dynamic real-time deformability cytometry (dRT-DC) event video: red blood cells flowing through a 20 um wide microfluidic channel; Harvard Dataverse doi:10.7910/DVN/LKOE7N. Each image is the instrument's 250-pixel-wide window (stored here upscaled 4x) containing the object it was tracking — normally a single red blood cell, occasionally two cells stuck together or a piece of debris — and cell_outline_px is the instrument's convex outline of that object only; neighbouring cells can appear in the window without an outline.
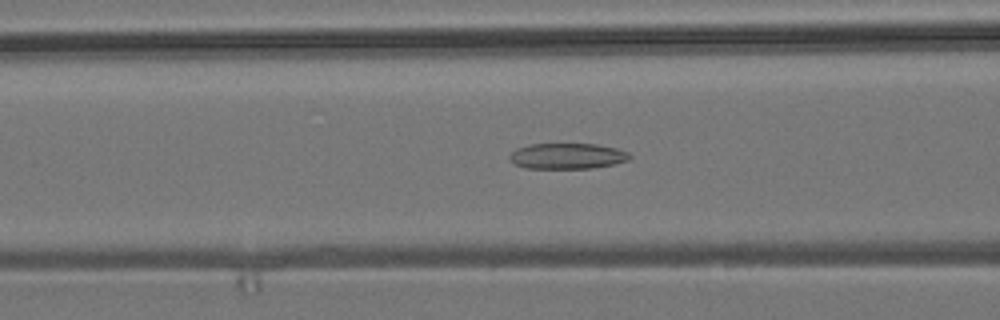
{"species": "common noctule bat (a hibernating species)", "species_latin": "Nyctalus noctula", "temperature_condition": "room temperature", "stored_images_in_passage": 51, "camera_frame_rate_fps": 3000, "um_per_image_px": 0.085, "animal": {"sex": "male", "body_mass_g": 19.2, "forearm_length_mm": 51.8}, "frame": {"image": 1, "passage_image": 19, "time_ms": 6.0, "image_size_px": [1000, 320], "cell_outline_px": [[632, 156], [628, 160], [612, 164], [592, 168], [524, 168], [512, 164], [508, 160], [508, 156], [516, 148], [528, 144], [596, 144], [616, 148], [628, 152]], "centroid_in_image_um": [48.15, 13.26], "position_along_channel_um": 118.4, "area_um2": 18.15}}
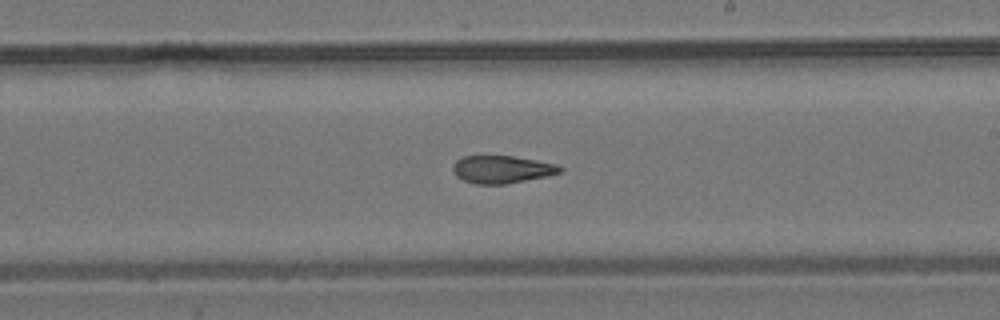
{"frame": {"image": 2, "passage_image": 29, "time_ms": 9.333, "image_size_px": [1000, 320], "cell_outline_px": [[564, 168], [560, 172], [548, 176], [504, 184], [476, 184], [464, 180], [456, 176], [452, 172], [452, 164], [456, 160], [464, 156], [512, 156], [536, 160], [556, 164]], "centroid_in_image_um": [42.63, 14.39], "position_along_channel_um": 246.4, "area_um2": 17.22}}
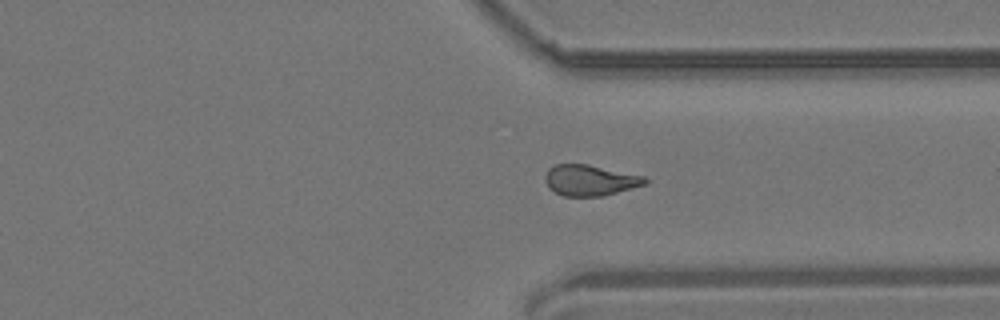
{"frame": {"image": 3, "passage_image": 38, "time_ms": 12.333, "image_size_px": [1000, 320], "cell_outline_px": [[648, 180], [644, 184], [632, 188], [604, 196], [564, 196], [548, 188], [544, 180], [544, 176], [548, 168], [556, 164], [588, 164], [644, 176]], "centroid_in_image_um": [50.11, 15.32], "position_along_channel_um": 361.3, "area_um2": 17.98}, "authors_computed_cell_mechanics": {"area_um2": 18.2648, "velocity_mm_per_s": 3.8422, "shape_relaxation_time_tau1_ms": null, "shape_relaxation_time_tau2_ms": 2.8308, "deformation_change_tau1": null, "deformation_change_tau2": 0.0885}}